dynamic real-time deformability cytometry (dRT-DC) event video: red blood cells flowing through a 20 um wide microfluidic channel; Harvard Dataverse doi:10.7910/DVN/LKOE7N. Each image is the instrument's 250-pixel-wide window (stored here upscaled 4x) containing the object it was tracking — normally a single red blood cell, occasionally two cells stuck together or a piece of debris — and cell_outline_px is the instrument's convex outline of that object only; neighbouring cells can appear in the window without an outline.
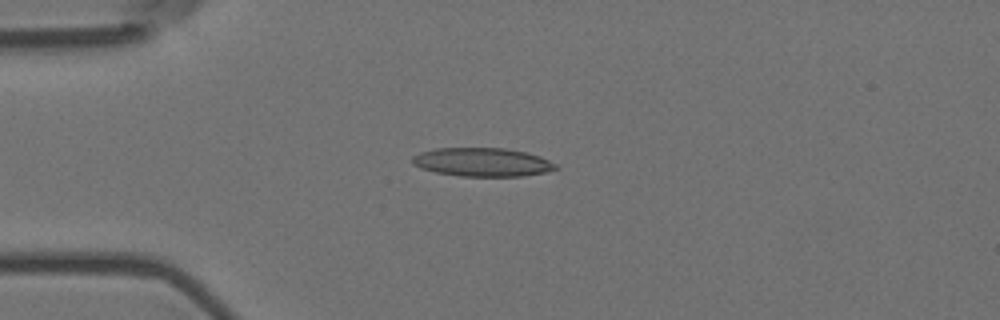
{"species": "Egyptian fruit bat (a non-hibernating species)", "species_latin": "Rousettus aegyptiacus", "temperature_condition": "room temperature", "stored_images_in_passage": 12, "camera_frame_rate_fps": 3000, "um_per_image_px": 0.085, "animal": {"sex": "female"}, "frame": {"image": 1, "passage_image": 1, "time_ms": 0.0, "image_size_px": [1000, 320], "cell_outline_px": [[560, 168], [544, 172], [524, 176], [460, 176], [436, 172], [420, 168], [412, 164], [412, 156], [420, 152], [436, 148], [504, 148], [524, 152], [540, 156], [556, 164]], "centroid_in_image_um": [40.98, 13.78], "position_along_channel_um": 44.0, "area_um2": 23.87}}
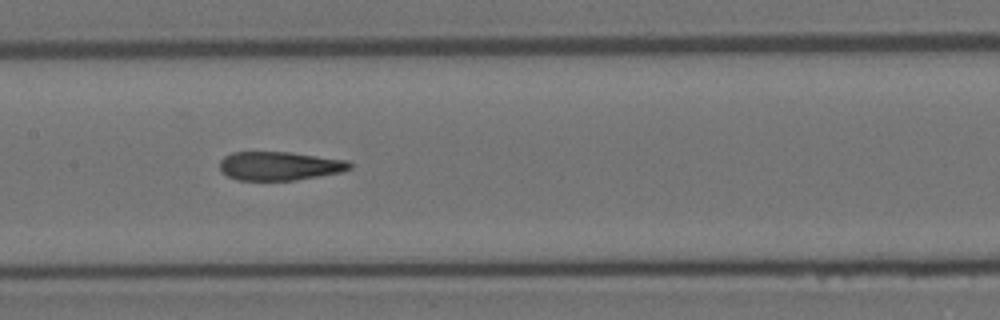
{"frame": {"image": 2, "passage_image": 5, "time_ms": 1.333, "image_size_px": [1000, 320], "cell_outline_px": [[352, 168], [340, 172], [320, 176], [296, 180], [236, 180], [220, 172], [220, 160], [224, 156], [232, 152], [292, 152], [348, 160], [352, 164]], "centroid_in_image_um": [23.76, 14.1], "position_along_channel_um": 183.6, "area_um2": 21.96}}
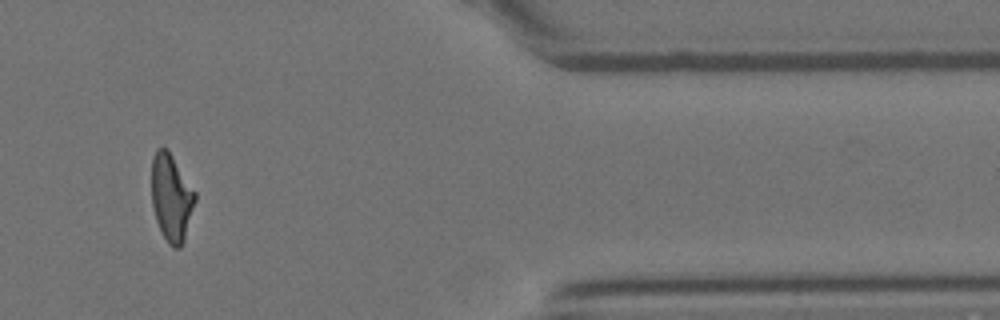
{"frame": {"image": 3, "passage_image": 10, "time_ms": 3.0, "image_size_px": [1000, 320], "cell_outline_px": [[196, 200], [184, 240], [180, 248], [172, 248], [168, 244], [156, 220], [152, 204], [152, 156], [156, 148], [168, 148], [196, 192]], "centroid_in_image_um": [14.57, 16.77], "position_along_channel_um": 396.8, "area_um2": 22.2}}